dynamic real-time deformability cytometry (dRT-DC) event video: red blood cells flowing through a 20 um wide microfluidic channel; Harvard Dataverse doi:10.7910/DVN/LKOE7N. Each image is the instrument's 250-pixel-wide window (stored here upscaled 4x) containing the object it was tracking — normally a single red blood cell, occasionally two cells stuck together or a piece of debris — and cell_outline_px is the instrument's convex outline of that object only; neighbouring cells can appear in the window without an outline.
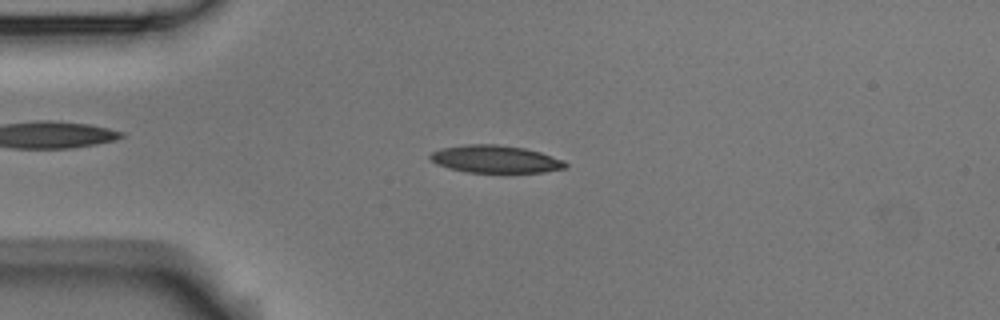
{"species": "Egyptian fruit bat (a non-hibernating species)", "species_latin": "Rousettus aegyptiacus", "temperature_condition": "room temperature", "stored_images_in_passage": 6, "camera_frame_rate_fps": 3000, "um_per_image_px": 0.085, "animal": {"sex": "male"}, "frame": {"image": 1, "passage_image": 2, "time_ms": 2.333, "image_size_px": [1000, 320], "cell_outline_px": [[568, 168], [544, 172], [468, 172], [448, 168], [436, 164], [428, 156], [432, 152], [440, 148], [464, 144], [496, 144], [524, 148], [540, 152], [564, 160], [568, 164]], "centroid_in_image_um": [42.11, 13.52], "position_along_channel_um": 42.9, "area_um2": 21.79}}
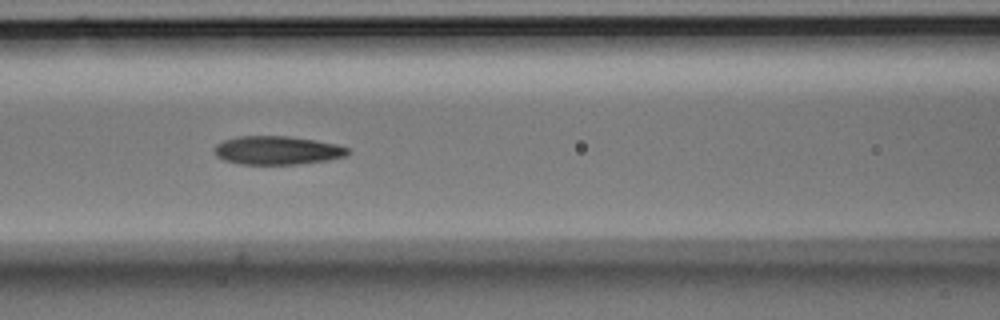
{"frame": {"image": 2, "passage_image": 5, "time_ms": 5.667, "image_size_px": [1000, 320], "cell_outline_px": [[352, 152], [344, 156], [328, 160], [296, 164], [240, 164], [224, 160], [216, 156], [212, 152], [212, 148], [216, 144], [224, 140], [236, 136], [288, 136], [316, 140], [336, 144], [348, 148]], "centroid_in_image_um": [23.52, 12.77], "position_along_channel_um": 143.1, "area_um2": 22.37}}
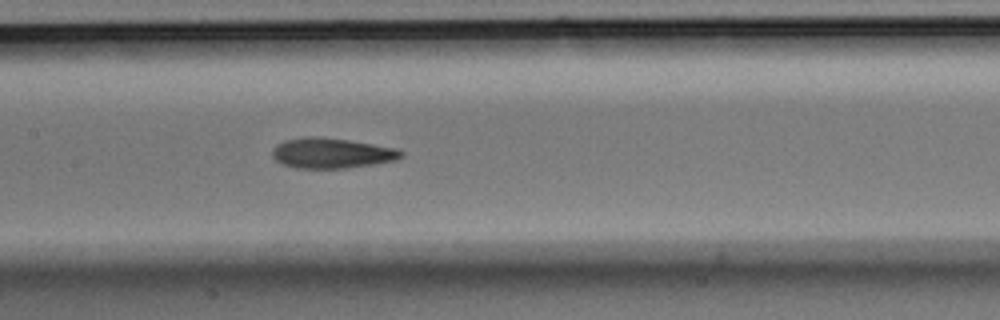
{"frame": {"image": 3, "passage_image": 6, "time_ms": 6.667, "image_size_px": [1000, 320], "cell_outline_px": [[404, 156], [396, 160], [348, 168], [296, 168], [280, 164], [272, 156], [272, 148], [276, 144], [284, 140], [308, 136], [316, 136], [348, 140], [396, 148], [404, 152]], "centroid_in_image_um": [28.16, 13.01], "position_along_channel_um": 179.2, "area_um2": 22.83}}